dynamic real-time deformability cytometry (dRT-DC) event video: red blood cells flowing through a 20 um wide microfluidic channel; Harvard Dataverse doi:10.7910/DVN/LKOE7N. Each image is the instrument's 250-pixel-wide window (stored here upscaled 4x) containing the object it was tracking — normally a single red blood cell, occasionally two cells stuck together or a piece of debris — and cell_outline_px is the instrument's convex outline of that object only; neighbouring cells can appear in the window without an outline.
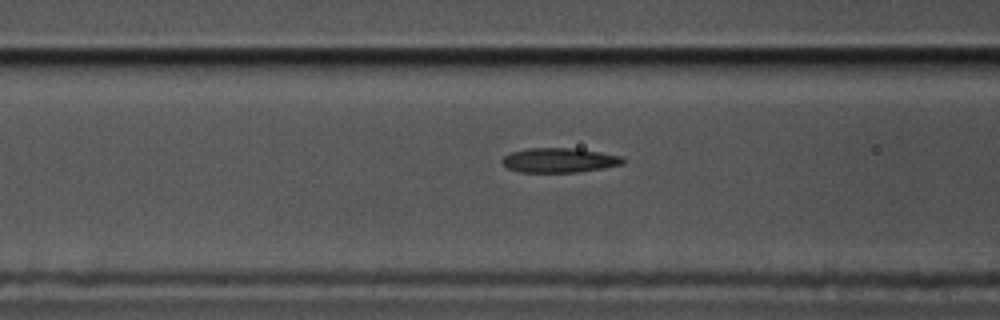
{"species": "common noctule bat (a hibernating species)", "species_latin": "Nyctalus noctula", "temperature_condition": "cold", "stored_images_in_passage": 18, "camera_frame_rate_fps": 3000, "um_per_image_px": 0.085, "animal": {"sex": "male", "body_mass_g": 17.5, "forearm_length_mm": 52.3}, "frame": {"image": 1, "passage_image": 16, "time_ms": 5.0, "image_size_px": [1000, 320], "cell_outline_px": [[624, 164], [604, 168], [580, 172], [520, 172], [508, 168], [500, 160], [504, 156], [512, 152], [528, 148], [576, 148], [600, 152], [620, 156], [624, 160]], "centroid_in_image_um": [47.54, 13.62], "position_along_channel_um": 119.1, "area_um2": 17.28}}